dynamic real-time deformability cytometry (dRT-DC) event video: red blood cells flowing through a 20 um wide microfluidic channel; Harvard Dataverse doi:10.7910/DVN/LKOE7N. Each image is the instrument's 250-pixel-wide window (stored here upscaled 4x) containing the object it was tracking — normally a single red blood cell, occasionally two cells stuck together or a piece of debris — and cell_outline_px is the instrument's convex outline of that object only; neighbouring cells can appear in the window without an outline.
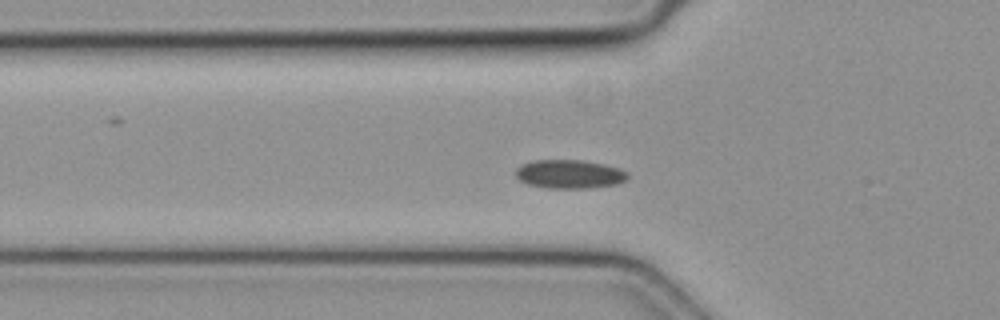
{"species": "common noctule bat (a hibernating species)", "species_latin": "Nyctalus noctula", "temperature_condition": "cold", "stored_images_in_passage": 50, "camera_frame_rate_fps": 3000, "um_per_image_px": 0.085, "animal": {"sex": "female", "body_mass_g": 19.3, "forearm_length_mm": 54.1}, "frame": {"image": 1, "passage_image": 16, "time_ms": 5.0, "image_size_px": [1000, 320], "cell_outline_px": [[628, 180], [616, 184], [588, 188], [548, 188], [528, 184], [520, 180], [516, 176], [516, 168], [532, 160], [584, 160], [604, 164], [620, 168], [628, 172]], "centroid_in_image_um": [48.44, 14.79], "position_along_channel_um": 77.4, "area_um2": 18.79}}
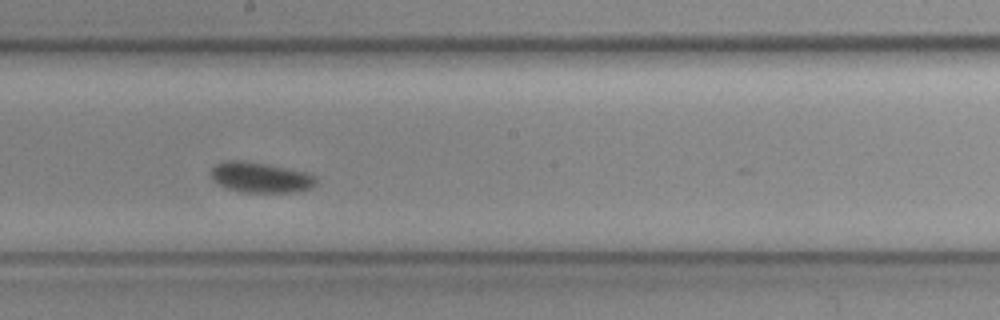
{"frame": {"image": 2, "passage_image": 27, "time_ms": 8.667, "image_size_px": [1000, 320], "cell_outline_px": [[316, 184], [312, 188], [300, 192], [244, 192], [224, 188], [212, 180], [208, 172], [216, 164], [224, 160], [240, 160], [264, 164], [304, 172], [312, 176], [316, 180]], "centroid_in_image_um": [22.06, 15.09], "position_along_channel_um": 226.1, "area_um2": 18.61}}
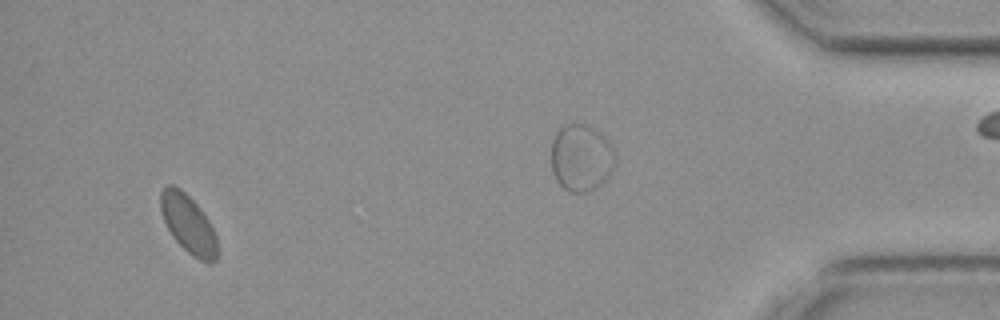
{"frame": {"image": 3, "passage_image": 47, "time_ms": 15.333, "image_size_px": [1000, 320], "cell_outline_px": [[216, 260], [212, 264], [208, 264], [192, 256], [172, 236], [164, 220], [160, 208], [160, 192], [168, 184], [172, 184], [180, 188], [196, 204], [208, 220], [216, 236]], "centroid_in_image_um": [15.99, 19.05], "position_along_channel_um": 419.2, "area_um2": 19.02}}